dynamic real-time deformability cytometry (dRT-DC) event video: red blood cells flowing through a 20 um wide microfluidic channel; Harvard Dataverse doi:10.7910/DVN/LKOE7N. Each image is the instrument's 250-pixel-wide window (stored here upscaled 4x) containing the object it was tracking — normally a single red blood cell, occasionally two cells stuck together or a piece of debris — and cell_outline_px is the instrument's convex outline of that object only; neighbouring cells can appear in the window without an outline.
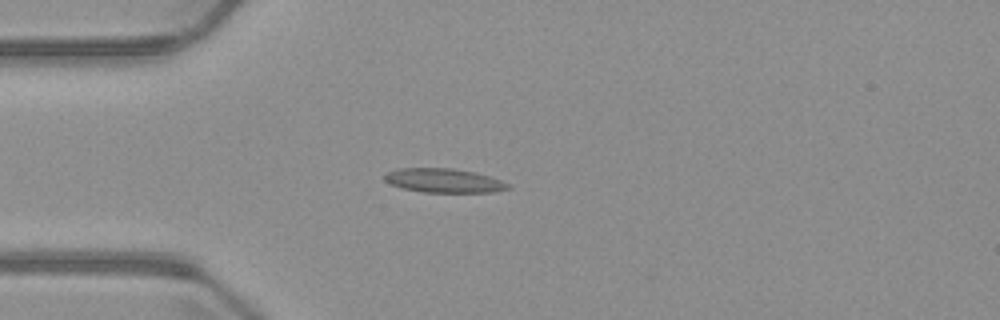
{"species": "common noctule bat (a hibernating species)", "species_latin": "Nyctalus noctula", "temperature_condition": "warm", "stored_images_in_passage": 3, "camera_frame_rate_fps": 3000, "um_per_image_px": 0.085, "animal": {"sex": "male", "body_mass_g": 23.1, "forearm_length_mm": 52.7}, "frame": {"image": 1, "passage_image": 3, "time_ms": 2.333, "image_size_px": [1000, 320], "cell_outline_px": [[512, 188], [492, 192], [424, 192], [400, 188], [384, 180], [384, 176], [388, 172], [396, 168], [452, 168], [476, 172], [500, 180], [508, 184]], "centroid_in_image_um": [37.71, 15.34], "position_along_channel_um": 47.3, "area_um2": 17.28}}